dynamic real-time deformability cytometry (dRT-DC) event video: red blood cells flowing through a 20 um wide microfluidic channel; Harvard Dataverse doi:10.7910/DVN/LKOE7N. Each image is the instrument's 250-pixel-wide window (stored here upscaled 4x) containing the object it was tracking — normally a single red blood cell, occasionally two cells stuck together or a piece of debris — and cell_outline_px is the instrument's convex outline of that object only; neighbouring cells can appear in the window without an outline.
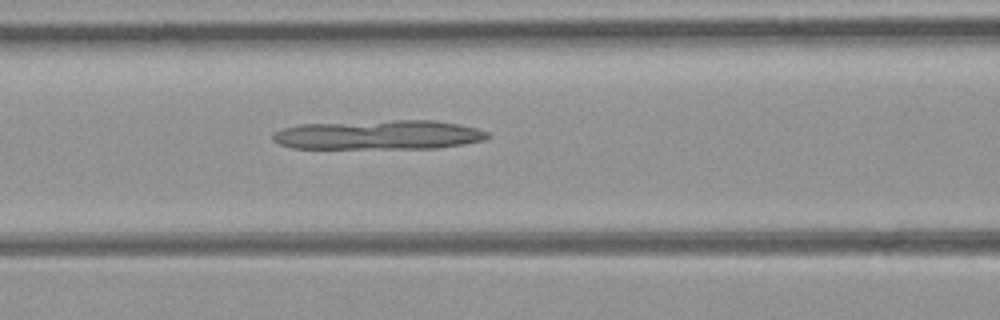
{"species": "common noctule bat (a hibernating species)", "species_latin": "Nyctalus noctula", "temperature_condition": "room temperature", "stored_images_in_passage": 38, "camera_frame_rate_fps": 3000, "um_per_image_px": 0.085, "animal": {"sex": "female", "body_mass_g": 21.9}, "frame": {"image": 1, "passage_image": 9, "time_ms": 2.667, "image_size_px": [1000, 320], "cell_outline_px": [[492, 136], [484, 140], [464, 144], [436, 148], [292, 148], [280, 144], [272, 140], [272, 132], [284, 128], [300, 124], [392, 120], [432, 120], [460, 124], [476, 128], [488, 132]], "centroid_in_image_um": [32.21, 11.46], "position_along_channel_um": 134.4, "area_um2": 36.88}}
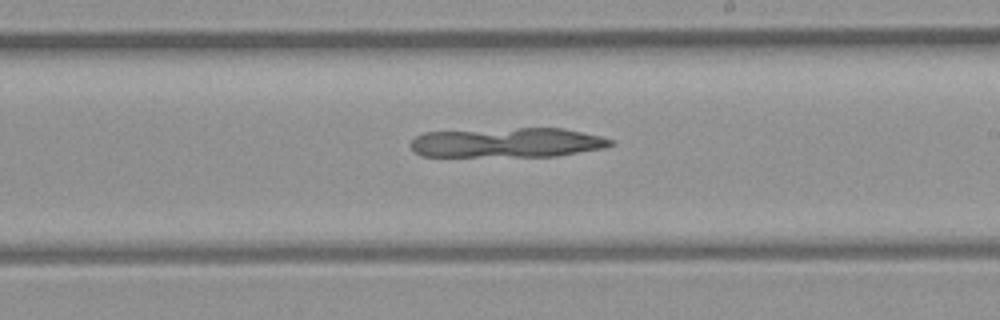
{"frame": {"image": 2, "passage_image": 17, "time_ms": 5.333, "image_size_px": [1000, 320], "cell_outline_px": [[616, 144], [608, 148], [556, 156], [420, 156], [408, 144], [416, 136], [424, 132], [516, 128], [564, 128], [600, 136], [616, 140]], "centroid_in_image_um": [43.19, 12.12], "position_along_channel_um": 245.8, "area_um2": 34.91}}
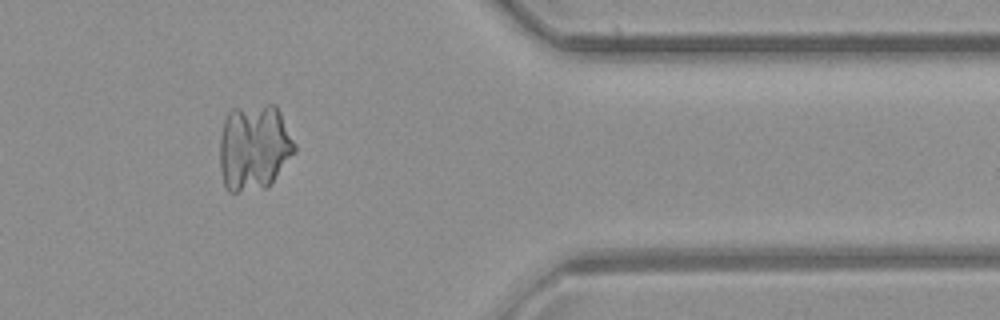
{"frame": {"image": 3, "passage_image": 29, "time_ms": 9.333, "image_size_px": [1000, 320], "cell_outline_px": [[296, 152], [268, 188], [236, 192], [228, 192], [224, 184], [220, 168], [220, 136], [224, 120], [228, 112], [232, 108], [268, 104], [276, 104], [296, 144]], "centroid_in_image_um": [21.61, 12.53], "position_along_channel_um": 389.8, "area_um2": 38.21}}